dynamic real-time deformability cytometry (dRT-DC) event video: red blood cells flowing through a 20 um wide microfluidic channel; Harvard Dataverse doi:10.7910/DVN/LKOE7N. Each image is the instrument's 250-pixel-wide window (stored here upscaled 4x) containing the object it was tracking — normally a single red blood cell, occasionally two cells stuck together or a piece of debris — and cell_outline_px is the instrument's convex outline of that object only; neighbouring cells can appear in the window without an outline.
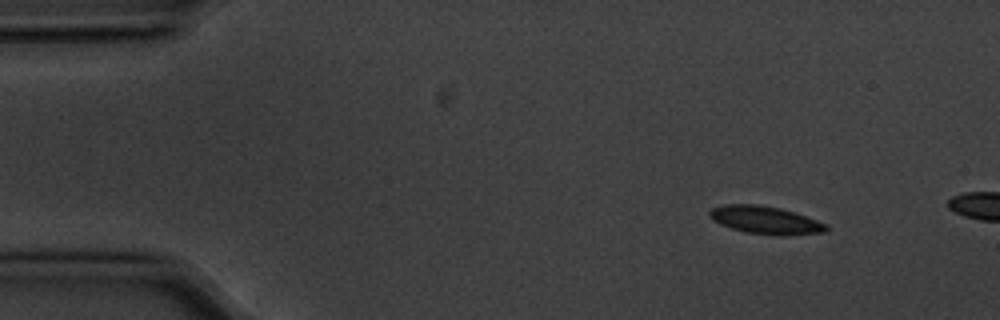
{"species": "common noctule bat (a hibernating species)", "species_latin": "Nyctalus noctula", "temperature_condition": "cold", "stored_images_in_passage": 3, "camera_frame_rate_fps": 3000, "um_per_image_px": 0.085, "animal": {"sex": "male", "body_mass_g": 20.1, "forearm_length_mm": 53.5}, "frame": {"image": 1, "passage_image": 1, "time_ms": 0.0, "image_size_px": [1000, 320], "cell_outline_px": [[828, 228], [824, 232], [788, 236], [784, 236], [744, 232], [720, 224], [712, 220], [708, 216], [708, 212], [712, 208], [724, 204], [756, 204], [780, 208], [828, 224]], "centroid_in_image_um": [65.03, 18.71], "position_along_channel_um": 20.0, "area_um2": 18.9}}